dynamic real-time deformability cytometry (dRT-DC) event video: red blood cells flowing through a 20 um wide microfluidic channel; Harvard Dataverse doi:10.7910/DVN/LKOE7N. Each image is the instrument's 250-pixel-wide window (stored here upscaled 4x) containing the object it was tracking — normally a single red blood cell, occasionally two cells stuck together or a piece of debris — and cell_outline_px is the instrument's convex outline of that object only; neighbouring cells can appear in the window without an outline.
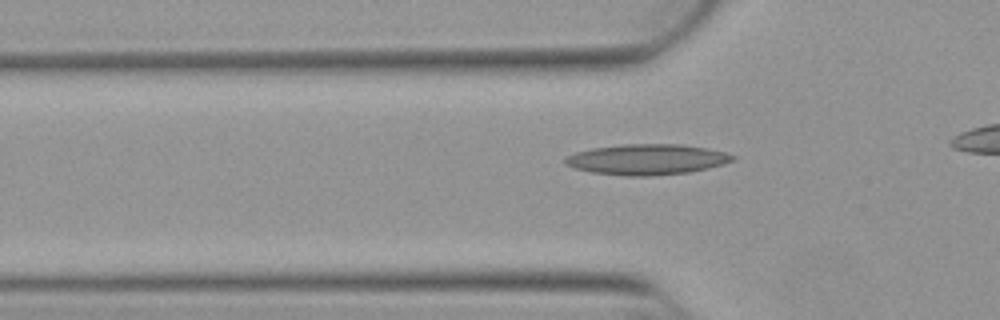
{"species": "Egyptian fruit bat (a non-hibernating species)", "species_latin": "Rousettus aegyptiacus", "temperature_condition": "warm", "stored_images_in_passage": 10, "camera_frame_rate_fps": 3000, "um_per_image_px": 0.085, "animal": {"sex": "female"}, "frame": {"image": 1, "passage_image": 7, "time_ms": 2.0, "image_size_px": [1000, 320], "cell_outline_px": [[736, 156], [732, 160], [724, 164], [708, 168], [688, 172], [652, 176], [628, 176], [592, 172], [576, 168], [564, 164], [564, 156], [576, 152], [592, 148], [624, 144], [684, 144], [708, 148], [724, 152]], "centroid_in_image_um": [54.98, 13.54], "position_along_channel_um": 70.8, "area_um2": 29.88}}